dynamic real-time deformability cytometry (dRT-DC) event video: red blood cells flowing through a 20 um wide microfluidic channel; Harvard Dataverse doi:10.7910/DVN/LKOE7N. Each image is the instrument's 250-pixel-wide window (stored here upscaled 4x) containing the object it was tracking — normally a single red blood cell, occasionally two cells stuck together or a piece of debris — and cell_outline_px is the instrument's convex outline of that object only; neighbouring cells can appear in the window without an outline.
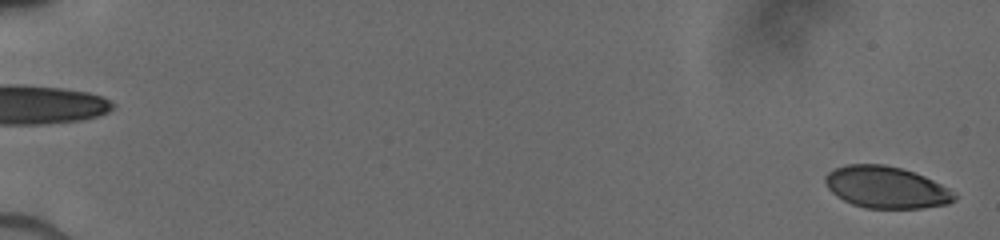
{"species": "human", "species_latin": "Homo sapiens", "temperature_condition": "cold", "stored_images_in_passage": 71, "camera_frame_rate_fps": 3000, "um_per_image_px": 0.085, "donor": {"sex": "male"}, "frame": {"image": 1, "passage_image": 2, "time_ms": 0.333, "image_size_px": [1000, 240], "cell_outline_px": [[956, 200], [948, 204], [920, 208], [868, 208], [852, 204], [836, 196], [828, 188], [824, 180], [824, 176], [828, 172], [836, 168], [848, 164], [884, 164], [900, 168], [924, 176], [956, 192]], "centroid_in_image_um": [75.33, 15.92], "position_along_channel_um": 9.7, "area_um2": 31.39}}
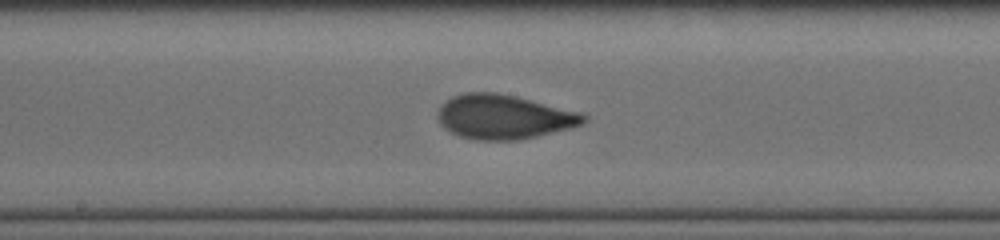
{"frame": {"image": 2, "passage_image": 38, "time_ms": 10.0, "image_size_px": [1000, 240], "cell_outline_px": [[588, 120], [584, 124], [572, 128], [520, 140], [476, 140], [460, 136], [444, 128], [440, 124], [436, 116], [436, 112], [440, 104], [452, 96], [464, 92], [496, 92], [516, 96], [584, 112], [588, 116]], "centroid_in_image_um": [42.85, 9.92], "position_along_channel_um": 205.3, "area_um2": 38.44}}
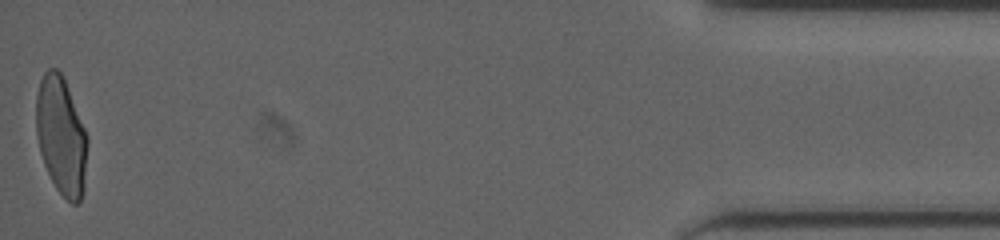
{"frame": {"image": 3, "passage_image": 70, "time_ms": 17.333, "image_size_px": [1000, 240], "cell_outline_px": [[88, 144], [84, 192], [80, 200], [76, 204], [72, 204], [56, 188], [44, 164], [40, 152], [36, 136], [36, 96], [40, 80], [44, 72], [48, 68], [56, 68], [60, 72], [68, 88], [88, 136]], "centroid_in_image_um": [5.21, 11.55], "position_along_channel_um": 430.0, "area_um2": 35.37}}